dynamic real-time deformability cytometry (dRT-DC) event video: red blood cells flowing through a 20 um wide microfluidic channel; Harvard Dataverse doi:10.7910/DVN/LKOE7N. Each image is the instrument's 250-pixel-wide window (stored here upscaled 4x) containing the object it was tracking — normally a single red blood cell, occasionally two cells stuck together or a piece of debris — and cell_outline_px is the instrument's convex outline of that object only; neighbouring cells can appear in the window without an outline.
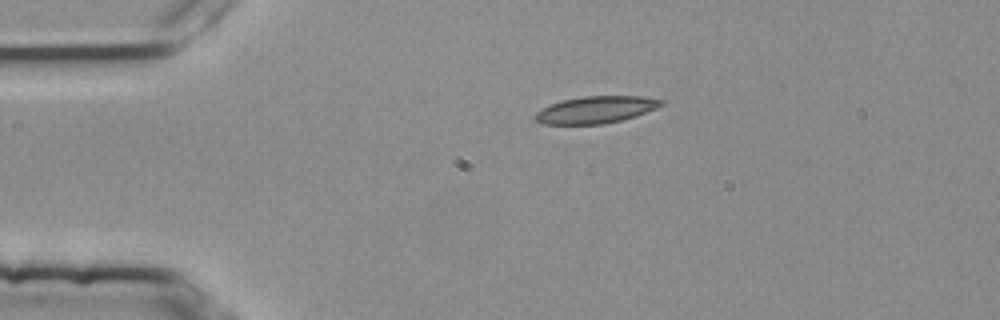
{"species": "common noctule bat (a hibernating species)", "species_latin": "Nyctalus noctula", "temperature_condition": "room temperature", "stored_images_in_passage": 4, "camera_frame_rate_fps": 3000, "um_per_image_px": 0.085, "animal": {"sex": "female", "body_mass_g": 25.1}, "frame": {"image": 1, "passage_image": 3, "time_ms": 0.667, "image_size_px": [1000, 320], "cell_outline_px": [[664, 104], [656, 108], [636, 116], [604, 124], [544, 124], [536, 120], [532, 116], [536, 112], [552, 104], [564, 100], [584, 96], [640, 96], [664, 100]], "centroid_in_image_um": [50.66, 9.33], "position_along_channel_um": 34.3, "area_um2": 19.65}}